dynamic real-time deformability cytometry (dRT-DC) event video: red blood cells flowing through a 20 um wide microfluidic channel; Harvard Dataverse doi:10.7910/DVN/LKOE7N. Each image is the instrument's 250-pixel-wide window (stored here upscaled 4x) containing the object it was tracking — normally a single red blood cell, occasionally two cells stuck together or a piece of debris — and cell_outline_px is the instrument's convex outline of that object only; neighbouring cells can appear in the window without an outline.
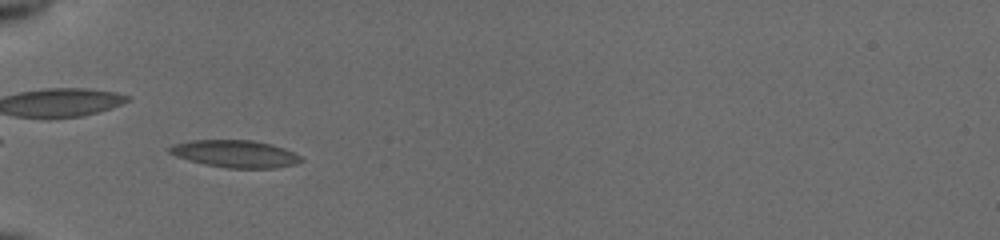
{"species": "common noctule bat (a hibernating species)", "species_latin": "Nyctalus noctula", "temperature_condition": "cold", "stored_images_in_passage": 37, "camera_frame_rate_fps": 3000, "um_per_image_px": 0.085, "animal": {"sex": "female", "body_mass_g": 19.5, "forearm_length_mm": 54.1}, "frame": {"image": 1, "passage_image": 3, "time_ms": 0.667, "image_size_px": [1000, 240], "cell_outline_px": [[304, 160], [296, 164], [276, 168], [228, 168], [204, 164], [188, 160], [176, 156], [168, 152], [168, 148], [172, 144], [192, 140], [252, 140], [272, 144], [284, 148], [300, 156]], "centroid_in_image_um": [19.99, 13.07], "position_along_channel_um": 65.0, "area_um2": 20.98}}
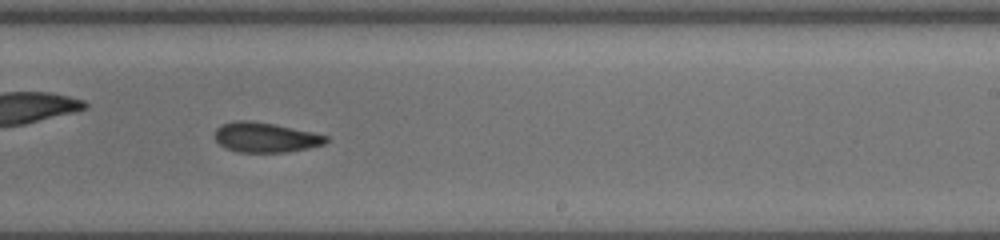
{"frame": {"image": 2, "passage_image": 19, "time_ms": 6.0, "image_size_px": [1000, 240], "cell_outline_px": [[328, 140], [324, 144], [308, 148], [288, 152], [236, 152], [224, 148], [216, 140], [216, 128], [220, 124], [236, 120], [248, 120], [272, 124], [312, 132], [328, 136]], "centroid_in_image_um": [22.54, 11.68], "position_along_channel_um": 266.5, "area_um2": 19.31}}
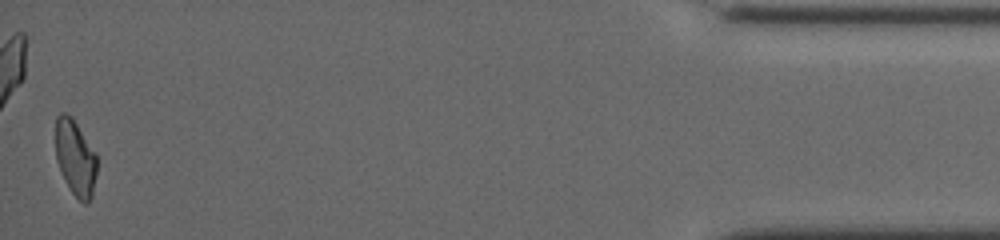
{"frame": {"image": 3, "passage_image": 37, "time_ms": 12.0, "image_size_px": [1000, 240], "cell_outline_px": [[96, 172], [92, 196], [88, 204], [84, 204], [72, 192], [56, 160], [56, 116], [60, 112], [64, 112], [72, 116], [96, 152]], "centroid_in_image_um": [6.41, 13.37], "position_along_channel_um": 428.8, "area_um2": 18.15}, "authors_computed_cell_mechanics": {"area_um2": 19.3052, "velocity_mm_per_s": 3.9262, "shape_relaxation_time_tau1_ms": 7.6781, "shape_relaxation_time_tau2_ms": 4.1248, "deformation_change_tau1": 0.1765, "deformation_change_tau2": 0.1281}}